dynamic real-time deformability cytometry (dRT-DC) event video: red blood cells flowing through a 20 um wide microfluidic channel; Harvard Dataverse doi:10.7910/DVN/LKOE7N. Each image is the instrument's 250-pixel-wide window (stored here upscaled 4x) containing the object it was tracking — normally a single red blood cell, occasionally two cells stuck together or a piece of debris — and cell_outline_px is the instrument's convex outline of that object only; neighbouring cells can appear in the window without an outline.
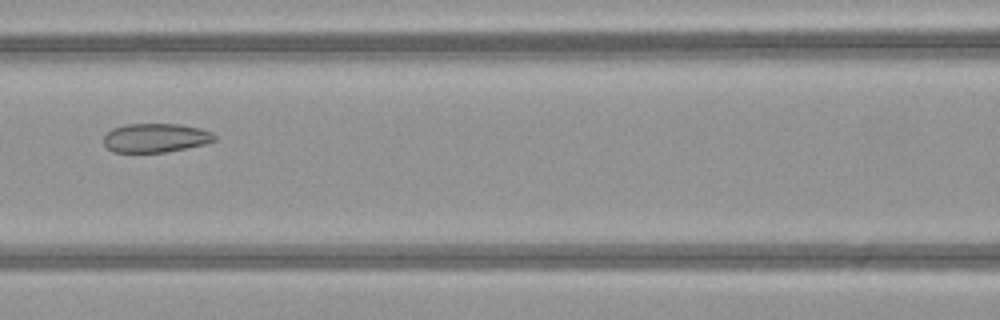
{"species": "common noctule bat (a hibernating species)", "species_latin": "Nyctalus noctula", "temperature_condition": "warm", "stored_images_in_passage": 45, "camera_frame_rate_fps": 3000, "um_per_image_px": 0.085, "animal": {"sex": "female", "body_mass_g": 21.9}, "frame": {"image": 1, "passage_image": 18, "time_ms": 5.667, "image_size_px": [1000, 320], "cell_outline_px": [[216, 140], [208, 144], [164, 152], [112, 152], [104, 144], [104, 136], [112, 128], [128, 124], [180, 124], [200, 128], [212, 132], [216, 136]], "centroid_in_image_um": [13.26, 11.72], "position_along_channel_um": 153.3, "area_um2": 18.79}}
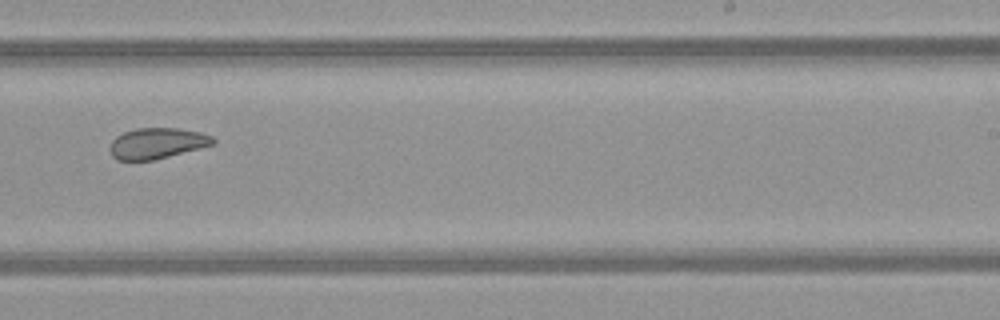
{"frame": {"image": 2, "passage_image": 27, "time_ms": 8.667, "image_size_px": [1000, 320], "cell_outline_px": [[216, 144], [152, 160], [116, 160], [112, 156], [108, 148], [112, 140], [116, 136], [124, 132], [136, 128], [180, 128], [200, 132], [212, 136], [216, 140]], "centroid_in_image_um": [13.34, 12.17], "position_along_channel_um": 275.7, "area_um2": 18.61}}
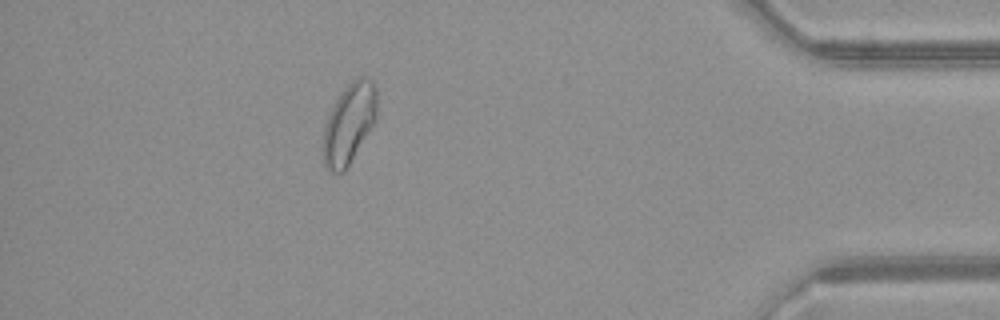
{"frame": {"image": 3, "passage_image": 40, "time_ms": 13.0, "image_size_px": [1000, 320], "cell_outline_px": [[376, 120], [344, 172], [332, 172], [324, 164], [324, 128], [328, 116], [336, 100], [344, 88], [356, 76], [368, 76], [372, 80], [376, 88]], "centroid_in_image_um": [29.7, 10.45], "position_along_channel_um": 405.5, "area_um2": 24.8}, "authors_computed_cell_mechanics": {"area_um2": 22.8888, "velocity_mm_per_s": 4.0831, "shape_relaxation_time_tau1_ms": null, "shape_relaxation_time_tau2_ms": 1.8747, "deformation_change_tau1": null, "deformation_change_tau2": 0.0653}}